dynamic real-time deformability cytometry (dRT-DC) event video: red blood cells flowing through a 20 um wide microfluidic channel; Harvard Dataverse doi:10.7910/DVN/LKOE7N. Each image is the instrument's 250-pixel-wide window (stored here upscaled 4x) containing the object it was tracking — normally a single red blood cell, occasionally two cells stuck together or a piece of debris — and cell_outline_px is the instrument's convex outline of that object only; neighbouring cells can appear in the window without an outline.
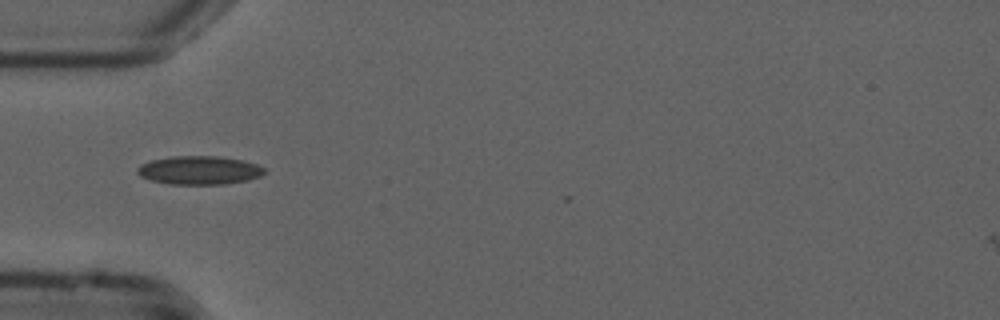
{"species": "common noctule bat (a hibernating species)", "species_latin": "Nyctalus noctula", "temperature_condition": "cold", "stored_images_in_passage": 33, "camera_frame_rate_fps": 3000, "um_per_image_px": 0.085, "animal": {"sex": "male", "forearm_length_mm": 52.5}, "frame": {"image": 1, "passage_image": 2, "time_ms": 0.333, "image_size_px": [1000, 320], "cell_outline_px": [[268, 172], [260, 176], [248, 180], [224, 184], [168, 184], [152, 180], [140, 176], [136, 172], [136, 168], [140, 164], [152, 160], [172, 156], [216, 156], [244, 160], [256, 164], [264, 168]], "centroid_in_image_um": [16.95, 14.47], "position_along_channel_um": 68.1, "area_um2": 21.21}}
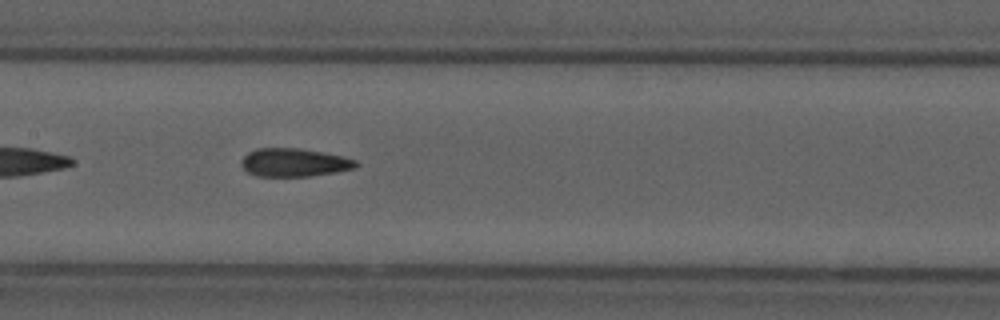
{"frame": {"image": 2, "passage_image": 11, "time_ms": 3.333, "image_size_px": [1000, 320], "cell_outline_px": [[360, 164], [356, 168], [336, 172], [308, 176], [256, 176], [248, 172], [240, 164], [240, 160], [248, 152], [256, 148], [300, 148], [324, 152], [356, 160]], "centroid_in_image_um": [25.0, 13.81], "position_along_channel_um": 182.4, "area_um2": 18.96}, "authors_computed_cell_mechanics": {"area_um2": 18.8428, "velocity_mm_per_s": 3.7991, "shape_relaxation_time_tau1_ms": null, "shape_relaxation_time_tau2_ms": 5.2334, "deformation_change_tau1": null, "deformation_change_tau2": 0.1238}}